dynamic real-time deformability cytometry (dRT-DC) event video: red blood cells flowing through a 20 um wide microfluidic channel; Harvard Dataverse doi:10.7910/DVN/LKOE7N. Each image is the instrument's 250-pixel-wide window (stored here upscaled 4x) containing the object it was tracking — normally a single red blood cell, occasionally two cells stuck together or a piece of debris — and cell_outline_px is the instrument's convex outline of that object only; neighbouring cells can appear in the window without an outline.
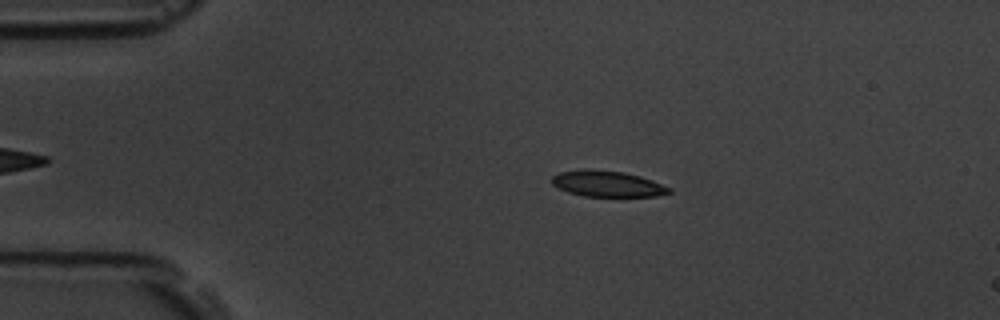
{"species": "common noctule bat (a hibernating species)", "species_latin": "Nyctalus noctula", "temperature_condition": "room temperature", "stored_images_in_passage": 8, "camera_frame_rate_fps": 3000, "um_per_image_px": 0.085, "animal": {"sex": "male", "body_mass_g": 19.5, "forearm_length_mm": 54.6}, "frame": {"image": 1, "passage_image": 4, "time_ms": 1.0, "image_size_px": [1000, 320], "cell_outline_px": [[672, 192], [656, 196], [584, 196], [568, 192], [552, 184], [552, 176], [560, 172], [584, 168], [624, 172], [640, 176], [652, 180], [672, 188]], "centroid_in_image_um": [51.63, 15.61], "position_along_channel_um": 33.4, "area_um2": 17.74}}
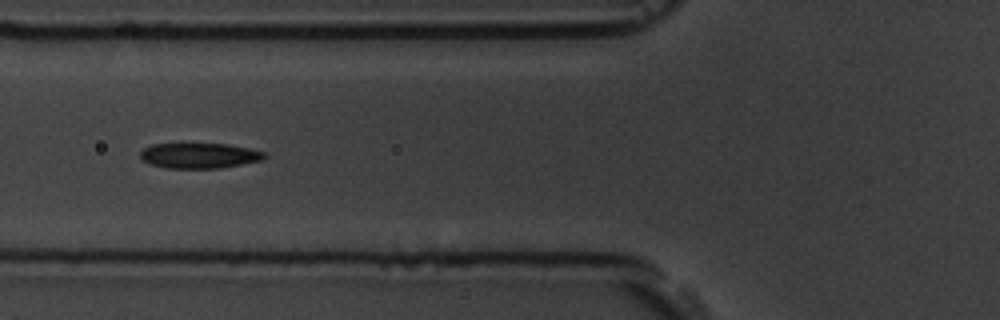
{"frame": {"image": 2, "passage_image": 7, "time_ms": 2.0, "image_size_px": [1000, 320], "cell_outline_px": [[268, 156], [264, 160], [220, 168], [168, 168], [148, 164], [140, 156], [140, 152], [144, 148], [152, 144], [228, 144], [268, 152]], "centroid_in_image_um": [17.0, 13.23], "position_along_channel_um": 108.8, "area_um2": 18.44}}
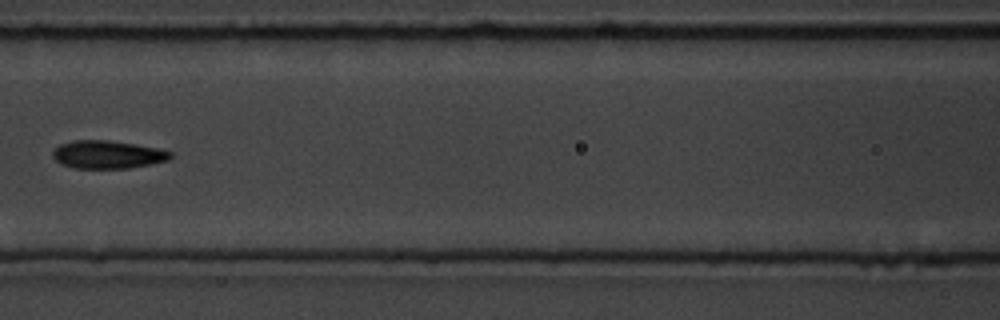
{"frame": {"image": 3, "passage_image": 8, "time_ms": 2.333, "image_size_px": [1000, 320], "cell_outline_px": [[172, 156], [168, 160], [128, 168], [72, 168], [60, 164], [52, 156], [52, 152], [60, 144], [72, 140], [108, 140], [156, 148], [172, 152]], "centroid_in_image_um": [9.09, 13.14], "position_along_channel_um": 157.5, "area_um2": 19.02}}